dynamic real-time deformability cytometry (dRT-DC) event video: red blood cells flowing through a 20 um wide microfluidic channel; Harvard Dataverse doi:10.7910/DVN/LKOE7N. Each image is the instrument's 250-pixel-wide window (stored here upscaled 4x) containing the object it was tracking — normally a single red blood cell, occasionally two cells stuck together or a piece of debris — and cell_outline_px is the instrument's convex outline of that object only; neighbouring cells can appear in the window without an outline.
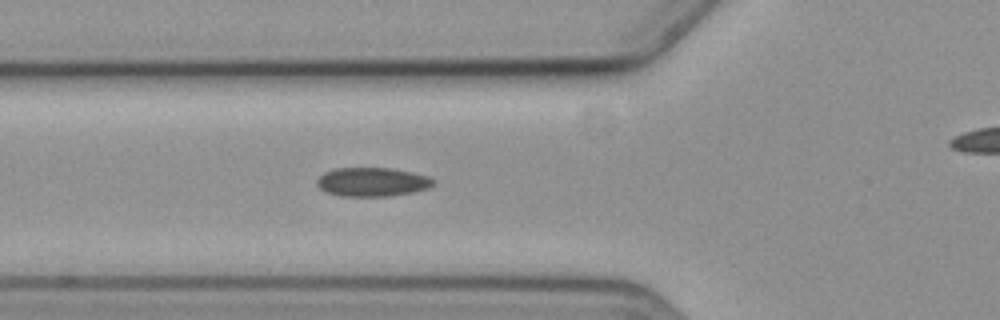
{"species": "common noctule bat (a hibernating species)", "species_latin": "Nyctalus noctula", "temperature_condition": "cold", "stored_images_in_passage": 5, "segment_of_instrument_passage": [1, 2], "camera_frame_rate_fps": 3000, "um_per_image_px": 0.085, "animal": {"sex": "female", "body_mass_g": 19.3, "forearm_length_mm": 54.1}, "frame": {"image": 1, "passage_image": 4, "time_ms": 4.333, "image_size_px": [1000, 320], "cell_outline_px": [[436, 184], [428, 188], [412, 192], [388, 196], [340, 196], [324, 192], [316, 184], [316, 180], [324, 172], [336, 168], [392, 168], [412, 172], [428, 176], [436, 180]], "centroid_in_image_um": [31.64, 15.46], "position_along_channel_um": 94.2, "area_um2": 19.77}}